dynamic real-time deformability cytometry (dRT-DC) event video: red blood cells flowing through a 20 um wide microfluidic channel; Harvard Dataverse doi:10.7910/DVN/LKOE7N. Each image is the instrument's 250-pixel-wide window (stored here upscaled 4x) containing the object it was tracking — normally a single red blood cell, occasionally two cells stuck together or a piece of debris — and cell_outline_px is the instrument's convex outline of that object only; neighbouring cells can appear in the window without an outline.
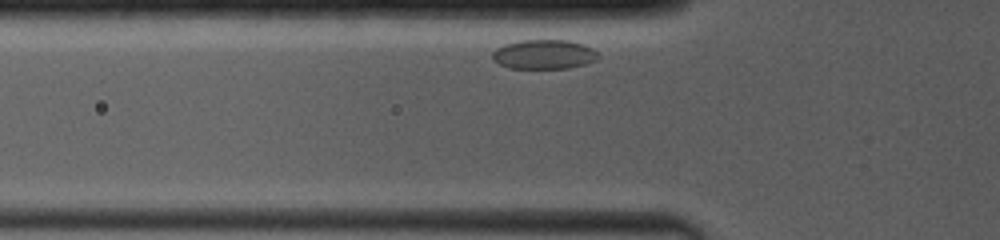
{"species": "common noctule bat (a hibernating species)", "species_latin": "Nyctalus noctula", "temperature_condition": "room temperature", "stored_images_in_passage": 21, "camera_frame_rate_fps": 4000, "um_per_image_px": 0.085, "animal": {"sex": "female", "body_mass_g": 19.0, "forearm_length_mm": 53.3}, "frame": {"image": 1, "passage_image": 2, "time_ms": 0.25, "image_size_px": [1000, 240], "cell_outline_px": [[600, 56], [596, 60], [584, 64], [568, 68], [508, 68], [500, 64], [492, 56], [492, 52], [496, 48], [504, 44], [520, 40], [568, 40], [584, 44], [592, 48]], "centroid_in_image_um": [46.25, 4.61], "position_along_channel_um": 79.6, "area_um2": 18.09}}
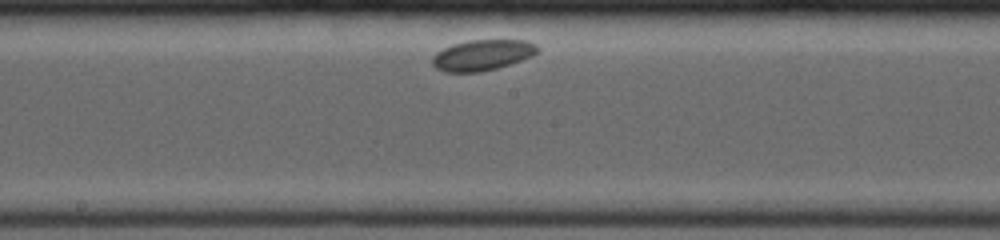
{"frame": {"image": 2, "passage_image": 10, "time_ms": 4.0, "image_size_px": [1000, 240], "cell_outline_px": [[540, 48], [532, 56], [496, 68], [480, 72], [444, 72], [436, 68], [432, 64], [432, 56], [436, 52], [452, 44], [468, 40], [524, 40], [536, 44]], "centroid_in_image_um": [40.97, 4.68], "position_along_channel_um": 207.2, "area_um2": 18.79}}
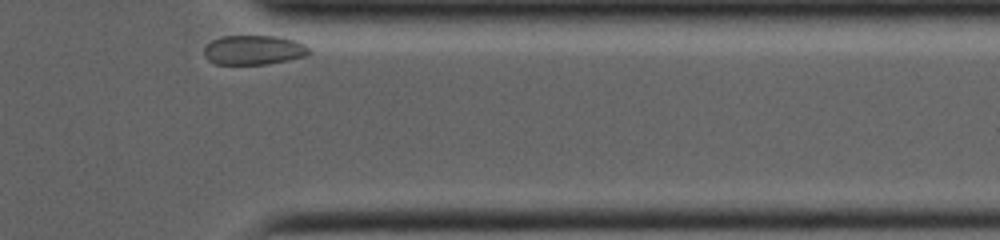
{"frame": {"image": 3, "passage_image": 21, "time_ms": 9.25, "image_size_px": [1000, 240], "cell_outline_px": [[312, 52], [308, 56], [268, 64], [216, 64], [208, 60], [204, 56], [204, 48], [212, 40], [220, 36], [280, 36], [296, 40], [304, 44]], "centroid_in_image_um": [21.6, 4.25], "position_along_channel_um": 389.8, "area_um2": 18.26}}